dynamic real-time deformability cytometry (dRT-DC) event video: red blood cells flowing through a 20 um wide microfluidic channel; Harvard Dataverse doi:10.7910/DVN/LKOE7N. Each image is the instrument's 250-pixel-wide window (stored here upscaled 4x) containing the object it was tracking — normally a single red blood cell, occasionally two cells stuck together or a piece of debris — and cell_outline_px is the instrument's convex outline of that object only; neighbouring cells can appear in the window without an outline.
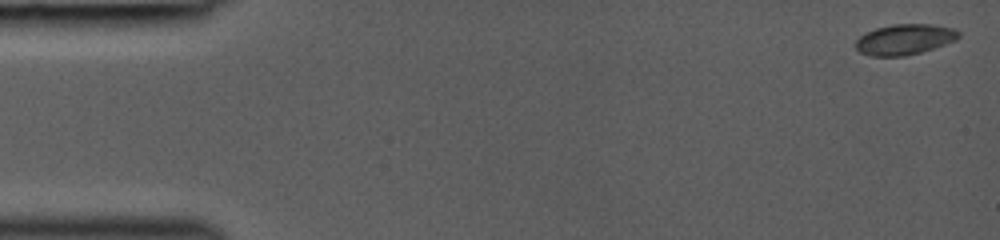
{"species": "common noctule bat (a hibernating species)", "species_latin": "Nyctalus noctula", "temperature_condition": "room temperature", "stored_images_in_passage": 19, "camera_frame_rate_fps": 3000, "um_per_image_px": 0.085, "animal": {"sex": "female", "body_mass_g": 19.0, "forearm_length_mm": 53.3}, "frame": {"image": 1, "passage_image": 1, "time_ms": 0.0, "image_size_px": [1000, 240], "cell_outline_px": [[960, 36], [956, 40], [920, 52], [904, 56], [872, 56], [860, 52], [856, 48], [856, 40], [864, 32], [876, 28], [892, 24], [932, 24], [956, 28], [960, 32]], "centroid_in_image_um": [76.9, 3.33], "position_along_channel_um": 8.1, "area_um2": 18.38}}
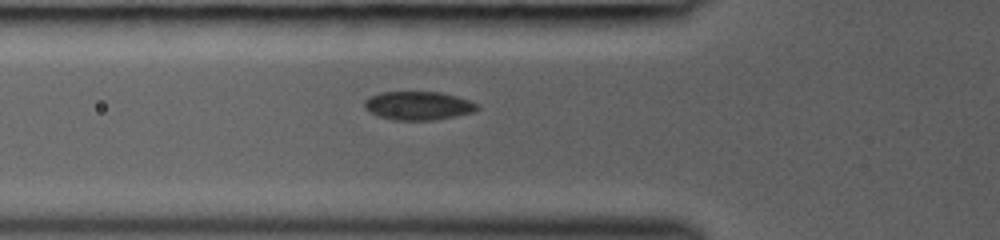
{"frame": {"image": 2, "passage_image": 16, "time_ms": 5.0, "image_size_px": [1000, 240], "cell_outline_px": [[480, 108], [472, 112], [456, 116], [432, 120], [392, 120], [380, 116], [364, 108], [364, 100], [380, 92], [440, 92], [456, 96], [480, 104]], "centroid_in_image_um": [35.57, 8.98], "position_along_channel_um": 90.2, "area_um2": 18.67}}
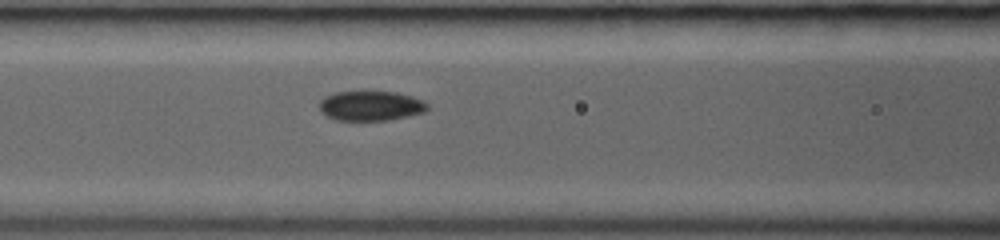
{"frame": {"image": 3, "passage_image": 19, "time_ms": 6.0, "image_size_px": [1000, 240], "cell_outline_px": [[428, 108], [424, 112], [408, 116], [388, 120], [336, 120], [324, 116], [320, 112], [320, 100], [324, 96], [336, 92], [396, 92], [412, 96], [424, 100], [428, 104]], "centroid_in_image_um": [31.5, 9.0], "position_along_channel_um": 135.1, "area_um2": 18.84}}